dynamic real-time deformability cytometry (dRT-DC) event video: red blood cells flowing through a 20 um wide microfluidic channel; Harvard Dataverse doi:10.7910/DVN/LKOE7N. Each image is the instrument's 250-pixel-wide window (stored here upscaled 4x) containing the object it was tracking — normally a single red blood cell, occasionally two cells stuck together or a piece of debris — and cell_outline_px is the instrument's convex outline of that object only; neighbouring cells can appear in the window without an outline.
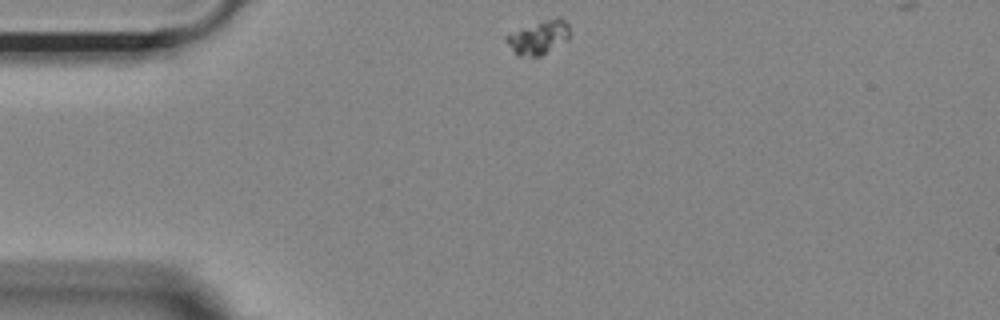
{"species": "Egyptian fruit bat (a non-hibernating species)", "species_latin": "Rousettus aegyptiacus", "temperature_condition": "room temperature", "stored_images_in_passage": 46, "camera_frame_rate_fps": 3000, "um_per_image_px": 0.085, "animal": {"sex": "female"}, "frame": {"image": 1, "passage_image": 1, "time_ms": 0.0, "image_size_px": [1000, 320], "cell_outline_px": [[568, 40], [540, 56], [516, 56], [504, 40], [504, 36], [556, 16], [560, 16], [568, 24]], "centroid_in_image_um": [45.78, 3.2], "position_along_channel_um": 39.2, "area_um2": 12.2}}
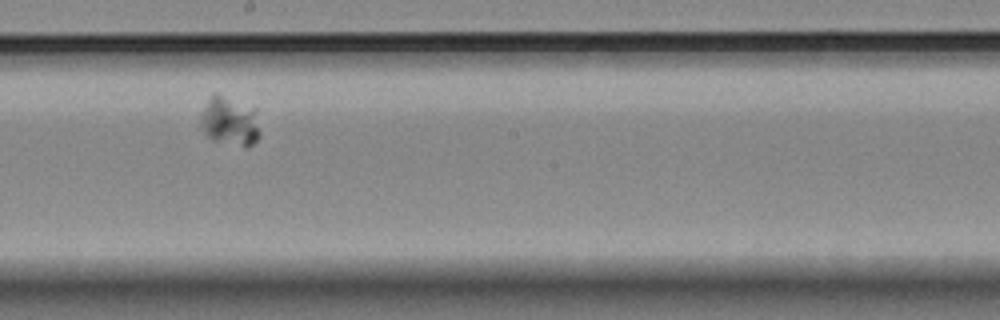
{"frame": {"image": 2, "passage_image": 20, "time_ms": 6.333, "image_size_px": [1000, 320], "cell_outline_px": [[260, 136], [248, 148], [244, 148], [212, 140], [200, 128], [200, 112], [208, 100], [216, 92], [256, 108], [260, 132]], "centroid_in_image_um": [19.54, 10.32], "position_along_channel_um": 228.7, "area_um2": 17.46}}
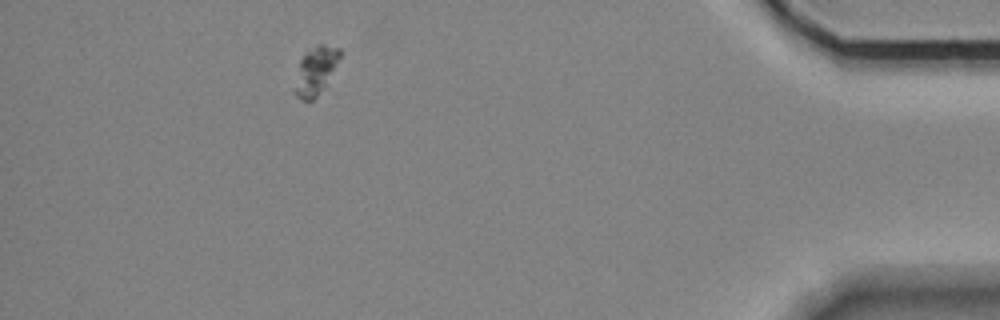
{"frame": {"image": 3, "passage_image": 40, "time_ms": 13.0, "image_size_px": [1000, 320], "cell_outline_px": [[340, 56], [324, 84], [316, 96], [312, 100], [300, 100], [292, 92], [300, 60], [304, 52], [316, 44], [320, 44], [340, 48]], "centroid_in_image_um": [26.74, 6.0], "position_along_channel_um": 408.5, "area_um2": 12.25}}